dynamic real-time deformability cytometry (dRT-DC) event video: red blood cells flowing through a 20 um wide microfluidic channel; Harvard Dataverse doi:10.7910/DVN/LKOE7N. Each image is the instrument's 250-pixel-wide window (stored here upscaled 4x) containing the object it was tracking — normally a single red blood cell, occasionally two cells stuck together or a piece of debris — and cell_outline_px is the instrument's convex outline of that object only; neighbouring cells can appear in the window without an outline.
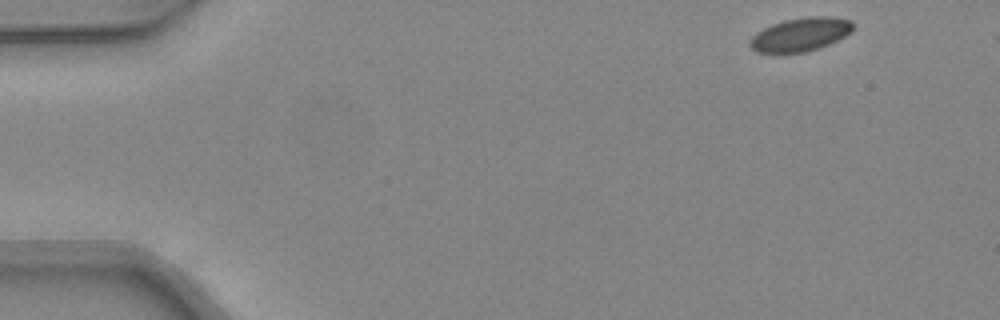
{"species": "common noctule bat (a hibernating species)", "species_latin": "Nyctalus noctula", "temperature_condition": "warm", "stored_images_in_passage": 5, "camera_frame_rate_fps": 3000, "um_per_image_px": 0.085, "animal": {"sex": "female", "body_mass_g": 24.6, "forearm_length_mm": 56.2}, "frame": {"image": 1, "passage_image": 1, "time_ms": 0.0, "image_size_px": [1000, 320], "cell_outline_px": [[852, 32], [820, 48], [804, 52], [756, 52], [748, 44], [748, 40], [756, 32], [772, 24], [784, 20], [808, 16], [832, 16], [852, 20]], "centroid_in_image_um": [68.03, 2.91], "position_along_channel_um": 17.0, "area_um2": 20.11}}